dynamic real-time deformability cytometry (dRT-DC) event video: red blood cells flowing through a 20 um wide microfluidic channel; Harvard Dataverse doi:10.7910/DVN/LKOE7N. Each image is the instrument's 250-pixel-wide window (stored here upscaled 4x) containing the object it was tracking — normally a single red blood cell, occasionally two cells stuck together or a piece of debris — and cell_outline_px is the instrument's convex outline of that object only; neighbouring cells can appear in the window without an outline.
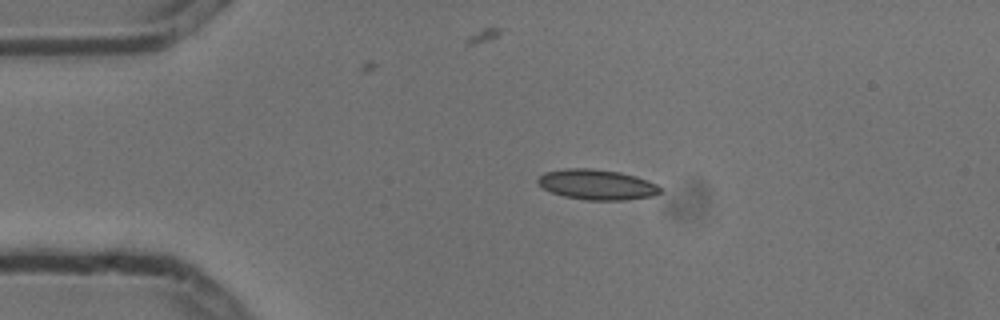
{"species": "common noctule bat (a hibernating species)", "species_latin": "Nyctalus noctula", "temperature_condition": "cold", "stored_images_in_passage": 4, "camera_frame_rate_fps": 3000, "um_per_image_px": 0.085, "animal": {"sex": "male", "body_mass_g": 13.3}, "frame": {"image": 1, "passage_image": 4, "time_ms": 1.0, "image_size_px": [1000, 320], "cell_outline_px": [[660, 192], [652, 196], [624, 200], [584, 200], [564, 196], [552, 192], [536, 184], [536, 180], [544, 172], [564, 168], [592, 168], [620, 172], [636, 176], [648, 180], [656, 184], [660, 188]], "centroid_in_image_um": [50.7, 15.68], "position_along_channel_um": 34.3, "area_um2": 21.68}}